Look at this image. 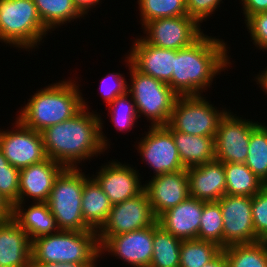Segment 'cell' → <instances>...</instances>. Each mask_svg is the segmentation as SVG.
Here are the masks:
<instances>
[{
	"label": "cell",
	"instance_id": "1",
	"mask_svg": "<svg viewBox=\"0 0 267 267\" xmlns=\"http://www.w3.org/2000/svg\"><path fill=\"white\" fill-rule=\"evenodd\" d=\"M83 107L71 119L49 126L41 132L47 157L65 167L78 168L80 161L84 162L94 155L97 157L110 146L102 132L100 115L90 110L88 112L85 100Z\"/></svg>",
	"mask_w": 267,
	"mask_h": 267
},
{
	"label": "cell",
	"instance_id": "2",
	"mask_svg": "<svg viewBox=\"0 0 267 267\" xmlns=\"http://www.w3.org/2000/svg\"><path fill=\"white\" fill-rule=\"evenodd\" d=\"M226 45L223 39L203 33L190 46L175 50V64L168 85L178 96L203 95L201 93L210 88L213 78L231 64Z\"/></svg>",
	"mask_w": 267,
	"mask_h": 267
},
{
	"label": "cell",
	"instance_id": "3",
	"mask_svg": "<svg viewBox=\"0 0 267 267\" xmlns=\"http://www.w3.org/2000/svg\"><path fill=\"white\" fill-rule=\"evenodd\" d=\"M75 82L63 80L41 88L21 107L16 118L37 132L71 119L84 108L83 95Z\"/></svg>",
	"mask_w": 267,
	"mask_h": 267
},
{
	"label": "cell",
	"instance_id": "4",
	"mask_svg": "<svg viewBox=\"0 0 267 267\" xmlns=\"http://www.w3.org/2000/svg\"><path fill=\"white\" fill-rule=\"evenodd\" d=\"M100 258L97 231H65L31 241V263L97 264Z\"/></svg>",
	"mask_w": 267,
	"mask_h": 267
},
{
	"label": "cell",
	"instance_id": "5",
	"mask_svg": "<svg viewBox=\"0 0 267 267\" xmlns=\"http://www.w3.org/2000/svg\"><path fill=\"white\" fill-rule=\"evenodd\" d=\"M88 178L79 167H66L56 178L47 204L59 230H92L85 223L81 208L84 182Z\"/></svg>",
	"mask_w": 267,
	"mask_h": 267
},
{
	"label": "cell",
	"instance_id": "6",
	"mask_svg": "<svg viewBox=\"0 0 267 267\" xmlns=\"http://www.w3.org/2000/svg\"><path fill=\"white\" fill-rule=\"evenodd\" d=\"M48 31L33 0H0V42L30 51Z\"/></svg>",
	"mask_w": 267,
	"mask_h": 267
},
{
	"label": "cell",
	"instance_id": "7",
	"mask_svg": "<svg viewBox=\"0 0 267 267\" xmlns=\"http://www.w3.org/2000/svg\"><path fill=\"white\" fill-rule=\"evenodd\" d=\"M126 58L131 75L128 92L135 102L139 117H147L151 126L168 125L178 95L167 83L138 71L131 64L130 57L127 55Z\"/></svg>",
	"mask_w": 267,
	"mask_h": 267
},
{
	"label": "cell",
	"instance_id": "8",
	"mask_svg": "<svg viewBox=\"0 0 267 267\" xmlns=\"http://www.w3.org/2000/svg\"><path fill=\"white\" fill-rule=\"evenodd\" d=\"M226 112L215 109L201 95L178 96L168 124L175 131L215 138L219 122Z\"/></svg>",
	"mask_w": 267,
	"mask_h": 267
},
{
	"label": "cell",
	"instance_id": "9",
	"mask_svg": "<svg viewBox=\"0 0 267 267\" xmlns=\"http://www.w3.org/2000/svg\"><path fill=\"white\" fill-rule=\"evenodd\" d=\"M147 133L139 141L137 152L140 153L143 161L145 160L144 164L146 162L153 169V176L186 169L181 163L169 124L149 126Z\"/></svg>",
	"mask_w": 267,
	"mask_h": 267
},
{
	"label": "cell",
	"instance_id": "10",
	"mask_svg": "<svg viewBox=\"0 0 267 267\" xmlns=\"http://www.w3.org/2000/svg\"><path fill=\"white\" fill-rule=\"evenodd\" d=\"M153 235L154 225L116 236H97L100 256L108 252L132 267H149L153 254Z\"/></svg>",
	"mask_w": 267,
	"mask_h": 267
},
{
	"label": "cell",
	"instance_id": "11",
	"mask_svg": "<svg viewBox=\"0 0 267 267\" xmlns=\"http://www.w3.org/2000/svg\"><path fill=\"white\" fill-rule=\"evenodd\" d=\"M235 115L226 112L214 138L216 160L223 163H245L251 131L259 124Z\"/></svg>",
	"mask_w": 267,
	"mask_h": 267
},
{
	"label": "cell",
	"instance_id": "12",
	"mask_svg": "<svg viewBox=\"0 0 267 267\" xmlns=\"http://www.w3.org/2000/svg\"><path fill=\"white\" fill-rule=\"evenodd\" d=\"M143 26L146 36L141 38L152 46L165 49L188 47L203 34L201 25L189 16L159 18Z\"/></svg>",
	"mask_w": 267,
	"mask_h": 267
},
{
	"label": "cell",
	"instance_id": "13",
	"mask_svg": "<svg viewBox=\"0 0 267 267\" xmlns=\"http://www.w3.org/2000/svg\"><path fill=\"white\" fill-rule=\"evenodd\" d=\"M15 130H0V150L9 164L19 170L46 160L41 132L23 125L16 119Z\"/></svg>",
	"mask_w": 267,
	"mask_h": 267
},
{
	"label": "cell",
	"instance_id": "14",
	"mask_svg": "<svg viewBox=\"0 0 267 267\" xmlns=\"http://www.w3.org/2000/svg\"><path fill=\"white\" fill-rule=\"evenodd\" d=\"M223 223V248L233 244L261 241L255 234L252 219V197L225 194L219 201Z\"/></svg>",
	"mask_w": 267,
	"mask_h": 267
},
{
	"label": "cell",
	"instance_id": "15",
	"mask_svg": "<svg viewBox=\"0 0 267 267\" xmlns=\"http://www.w3.org/2000/svg\"><path fill=\"white\" fill-rule=\"evenodd\" d=\"M154 215L145 190L122 203L112 205L107 221L97 231V236H116L154 225Z\"/></svg>",
	"mask_w": 267,
	"mask_h": 267
},
{
	"label": "cell",
	"instance_id": "16",
	"mask_svg": "<svg viewBox=\"0 0 267 267\" xmlns=\"http://www.w3.org/2000/svg\"><path fill=\"white\" fill-rule=\"evenodd\" d=\"M109 163V164H108ZM100 167L97 175L92 177L108 196L112 205L141 194L145 185L141 184L139 171L119 161H111Z\"/></svg>",
	"mask_w": 267,
	"mask_h": 267
},
{
	"label": "cell",
	"instance_id": "17",
	"mask_svg": "<svg viewBox=\"0 0 267 267\" xmlns=\"http://www.w3.org/2000/svg\"><path fill=\"white\" fill-rule=\"evenodd\" d=\"M144 185L152 211L157 218L190 196L187 169L153 176Z\"/></svg>",
	"mask_w": 267,
	"mask_h": 267
},
{
	"label": "cell",
	"instance_id": "18",
	"mask_svg": "<svg viewBox=\"0 0 267 267\" xmlns=\"http://www.w3.org/2000/svg\"><path fill=\"white\" fill-rule=\"evenodd\" d=\"M66 167L50 158L20 169L18 202H47L56 178ZM27 197V198H25Z\"/></svg>",
	"mask_w": 267,
	"mask_h": 267
},
{
	"label": "cell",
	"instance_id": "19",
	"mask_svg": "<svg viewBox=\"0 0 267 267\" xmlns=\"http://www.w3.org/2000/svg\"><path fill=\"white\" fill-rule=\"evenodd\" d=\"M131 48L128 56L138 71L167 84L171 81L175 50L152 46L141 37L135 39Z\"/></svg>",
	"mask_w": 267,
	"mask_h": 267
},
{
	"label": "cell",
	"instance_id": "20",
	"mask_svg": "<svg viewBox=\"0 0 267 267\" xmlns=\"http://www.w3.org/2000/svg\"><path fill=\"white\" fill-rule=\"evenodd\" d=\"M186 169L191 197L205 202H217L226 194L223 162L215 159Z\"/></svg>",
	"mask_w": 267,
	"mask_h": 267
},
{
	"label": "cell",
	"instance_id": "21",
	"mask_svg": "<svg viewBox=\"0 0 267 267\" xmlns=\"http://www.w3.org/2000/svg\"><path fill=\"white\" fill-rule=\"evenodd\" d=\"M205 201L189 196L162 213L157 221L166 231L181 240L198 239Z\"/></svg>",
	"mask_w": 267,
	"mask_h": 267
},
{
	"label": "cell",
	"instance_id": "22",
	"mask_svg": "<svg viewBox=\"0 0 267 267\" xmlns=\"http://www.w3.org/2000/svg\"><path fill=\"white\" fill-rule=\"evenodd\" d=\"M31 241L13 220L0 222V267H31Z\"/></svg>",
	"mask_w": 267,
	"mask_h": 267
},
{
	"label": "cell",
	"instance_id": "23",
	"mask_svg": "<svg viewBox=\"0 0 267 267\" xmlns=\"http://www.w3.org/2000/svg\"><path fill=\"white\" fill-rule=\"evenodd\" d=\"M12 219L27 233L30 241L59 231L47 202H33L27 209L22 203H15Z\"/></svg>",
	"mask_w": 267,
	"mask_h": 267
},
{
	"label": "cell",
	"instance_id": "24",
	"mask_svg": "<svg viewBox=\"0 0 267 267\" xmlns=\"http://www.w3.org/2000/svg\"><path fill=\"white\" fill-rule=\"evenodd\" d=\"M171 134L185 168L197 166L216 159L214 137L198 136L175 131Z\"/></svg>",
	"mask_w": 267,
	"mask_h": 267
},
{
	"label": "cell",
	"instance_id": "25",
	"mask_svg": "<svg viewBox=\"0 0 267 267\" xmlns=\"http://www.w3.org/2000/svg\"><path fill=\"white\" fill-rule=\"evenodd\" d=\"M81 208L85 223L95 231H98L107 221L112 209L108 196L90 176L84 182Z\"/></svg>",
	"mask_w": 267,
	"mask_h": 267
},
{
	"label": "cell",
	"instance_id": "26",
	"mask_svg": "<svg viewBox=\"0 0 267 267\" xmlns=\"http://www.w3.org/2000/svg\"><path fill=\"white\" fill-rule=\"evenodd\" d=\"M223 166L227 195L253 197L265 186L245 163H223Z\"/></svg>",
	"mask_w": 267,
	"mask_h": 267
},
{
	"label": "cell",
	"instance_id": "27",
	"mask_svg": "<svg viewBox=\"0 0 267 267\" xmlns=\"http://www.w3.org/2000/svg\"><path fill=\"white\" fill-rule=\"evenodd\" d=\"M182 240L173 236L159 225L154 224L153 254L149 267H179Z\"/></svg>",
	"mask_w": 267,
	"mask_h": 267
},
{
	"label": "cell",
	"instance_id": "28",
	"mask_svg": "<svg viewBox=\"0 0 267 267\" xmlns=\"http://www.w3.org/2000/svg\"><path fill=\"white\" fill-rule=\"evenodd\" d=\"M43 25L49 30L83 17L72 0H33Z\"/></svg>",
	"mask_w": 267,
	"mask_h": 267
},
{
	"label": "cell",
	"instance_id": "29",
	"mask_svg": "<svg viewBox=\"0 0 267 267\" xmlns=\"http://www.w3.org/2000/svg\"><path fill=\"white\" fill-rule=\"evenodd\" d=\"M228 267H267V242L233 244L222 249Z\"/></svg>",
	"mask_w": 267,
	"mask_h": 267
},
{
	"label": "cell",
	"instance_id": "30",
	"mask_svg": "<svg viewBox=\"0 0 267 267\" xmlns=\"http://www.w3.org/2000/svg\"><path fill=\"white\" fill-rule=\"evenodd\" d=\"M246 166L267 185V126L259 123L250 134Z\"/></svg>",
	"mask_w": 267,
	"mask_h": 267
},
{
	"label": "cell",
	"instance_id": "31",
	"mask_svg": "<svg viewBox=\"0 0 267 267\" xmlns=\"http://www.w3.org/2000/svg\"><path fill=\"white\" fill-rule=\"evenodd\" d=\"M221 251L222 248L213 242L199 239L182 240L179 267H202Z\"/></svg>",
	"mask_w": 267,
	"mask_h": 267
},
{
	"label": "cell",
	"instance_id": "32",
	"mask_svg": "<svg viewBox=\"0 0 267 267\" xmlns=\"http://www.w3.org/2000/svg\"><path fill=\"white\" fill-rule=\"evenodd\" d=\"M142 26L159 18L188 16L186 0H137Z\"/></svg>",
	"mask_w": 267,
	"mask_h": 267
},
{
	"label": "cell",
	"instance_id": "33",
	"mask_svg": "<svg viewBox=\"0 0 267 267\" xmlns=\"http://www.w3.org/2000/svg\"><path fill=\"white\" fill-rule=\"evenodd\" d=\"M224 219L218 202H206L203 207L198 239L217 244L223 249Z\"/></svg>",
	"mask_w": 267,
	"mask_h": 267
},
{
	"label": "cell",
	"instance_id": "34",
	"mask_svg": "<svg viewBox=\"0 0 267 267\" xmlns=\"http://www.w3.org/2000/svg\"><path fill=\"white\" fill-rule=\"evenodd\" d=\"M127 91L126 93L117 96L110 104L111 121L115 128L120 132L129 131L135 125L136 119H139L138 111L135 102ZM130 97V98H129ZM129 98V99H128Z\"/></svg>",
	"mask_w": 267,
	"mask_h": 267
},
{
	"label": "cell",
	"instance_id": "35",
	"mask_svg": "<svg viewBox=\"0 0 267 267\" xmlns=\"http://www.w3.org/2000/svg\"><path fill=\"white\" fill-rule=\"evenodd\" d=\"M20 170L9 164L0 150V194L12 205L18 202Z\"/></svg>",
	"mask_w": 267,
	"mask_h": 267
},
{
	"label": "cell",
	"instance_id": "36",
	"mask_svg": "<svg viewBox=\"0 0 267 267\" xmlns=\"http://www.w3.org/2000/svg\"><path fill=\"white\" fill-rule=\"evenodd\" d=\"M252 219L256 236L267 238V185L252 197Z\"/></svg>",
	"mask_w": 267,
	"mask_h": 267
},
{
	"label": "cell",
	"instance_id": "37",
	"mask_svg": "<svg viewBox=\"0 0 267 267\" xmlns=\"http://www.w3.org/2000/svg\"><path fill=\"white\" fill-rule=\"evenodd\" d=\"M250 33V39L260 50L267 51V12H260L251 15L245 22Z\"/></svg>",
	"mask_w": 267,
	"mask_h": 267
},
{
	"label": "cell",
	"instance_id": "38",
	"mask_svg": "<svg viewBox=\"0 0 267 267\" xmlns=\"http://www.w3.org/2000/svg\"><path fill=\"white\" fill-rule=\"evenodd\" d=\"M104 102L110 104L117 96L122 95L128 91V84L125 80V76L120 73H110L102 79L100 84Z\"/></svg>",
	"mask_w": 267,
	"mask_h": 267
},
{
	"label": "cell",
	"instance_id": "39",
	"mask_svg": "<svg viewBox=\"0 0 267 267\" xmlns=\"http://www.w3.org/2000/svg\"><path fill=\"white\" fill-rule=\"evenodd\" d=\"M222 0H186L187 15L193 18L199 25L212 16ZM219 5V6H218Z\"/></svg>",
	"mask_w": 267,
	"mask_h": 267
},
{
	"label": "cell",
	"instance_id": "40",
	"mask_svg": "<svg viewBox=\"0 0 267 267\" xmlns=\"http://www.w3.org/2000/svg\"><path fill=\"white\" fill-rule=\"evenodd\" d=\"M246 21L251 15L267 12V0H241Z\"/></svg>",
	"mask_w": 267,
	"mask_h": 267
},
{
	"label": "cell",
	"instance_id": "41",
	"mask_svg": "<svg viewBox=\"0 0 267 267\" xmlns=\"http://www.w3.org/2000/svg\"><path fill=\"white\" fill-rule=\"evenodd\" d=\"M77 11L84 17L90 8L96 7L97 4H100L101 0H72Z\"/></svg>",
	"mask_w": 267,
	"mask_h": 267
},
{
	"label": "cell",
	"instance_id": "42",
	"mask_svg": "<svg viewBox=\"0 0 267 267\" xmlns=\"http://www.w3.org/2000/svg\"><path fill=\"white\" fill-rule=\"evenodd\" d=\"M13 205L0 194V222L12 219Z\"/></svg>",
	"mask_w": 267,
	"mask_h": 267
},
{
	"label": "cell",
	"instance_id": "43",
	"mask_svg": "<svg viewBox=\"0 0 267 267\" xmlns=\"http://www.w3.org/2000/svg\"><path fill=\"white\" fill-rule=\"evenodd\" d=\"M31 267H97V265L76 263H32Z\"/></svg>",
	"mask_w": 267,
	"mask_h": 267
},
{
	"label": "cell",
	"instance_id": "44",
	"mask_svg": "<svg viewBox=\"0 0 267 267\" xmlns=\"http://www.w3.org/2000/svg\"><path fill=\"white\" fill-rule=\"evenodd\" d=\"M202 267H228L224 252L221 251L213 260Z\"/></svg>",
	"mask_w": 267,
	"mask_h": 267
},
{
	"label": "cell",
	"instance_id": "45",
	"mask_svg": "<svg viewBox=\"0 0 267 267\" xmlns=\"http://www.w3.org/2000/svg\"><path fill=\"white\" fill-rule=\"evenodd\" d=\"M256 80V82H258L257 84H260L259 87H261V89L263 88L262 90L267 93V68L257 75Z\"/></svg>",
	"mask_w": 267,
	"mask_h": 267
}]
</instances>
